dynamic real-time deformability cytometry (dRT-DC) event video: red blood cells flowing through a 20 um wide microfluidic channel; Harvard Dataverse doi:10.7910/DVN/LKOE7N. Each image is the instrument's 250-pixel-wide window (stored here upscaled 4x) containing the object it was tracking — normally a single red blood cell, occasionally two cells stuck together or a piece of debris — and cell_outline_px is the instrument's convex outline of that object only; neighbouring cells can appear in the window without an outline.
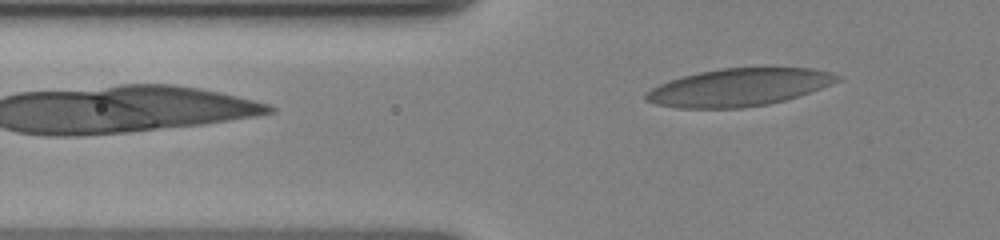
{"species": "human", "species_latin": "Homo sapiens", "temperature_condition": "cold", "stored_images_in_passage": 6, "camera_frame_rate_fps": 3000, "um_per_image_px": 0.085, "donor": {"sex": "female"}, "frame": {"image": 1, "passage_image": 6, "time_ms": 3.0, "image_size_px": [1000, 240], "cell_outline_px": [[840, 80], [832, 84], [784, 100], [768, 104], [744, 108], [676, 108], [656, 104], [644, 100], [644, 96], [652, 88], [668, 80], [700, 72], [720, 68], [812, 68], [832, 72], [840, 76]], "centroid_in_image_um": [62.78, 7.42], "position_along_channel_um": 63.0, "area_um2": 41.73}}